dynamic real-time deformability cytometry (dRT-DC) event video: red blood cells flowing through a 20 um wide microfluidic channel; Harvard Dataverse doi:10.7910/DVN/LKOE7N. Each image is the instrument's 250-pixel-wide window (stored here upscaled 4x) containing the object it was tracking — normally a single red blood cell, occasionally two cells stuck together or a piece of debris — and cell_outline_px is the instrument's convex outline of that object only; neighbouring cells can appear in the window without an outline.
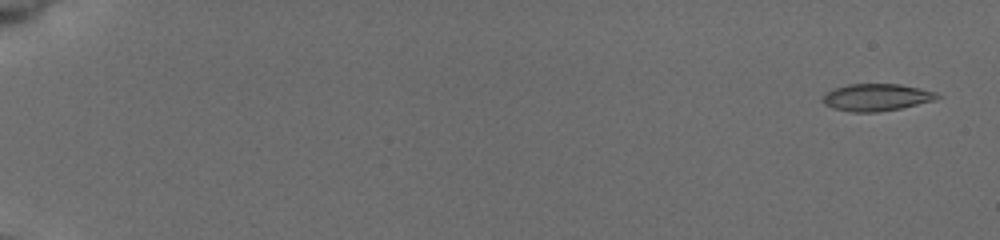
{"species": "common noctule bat (a hibernating species)", "species_latin": "Nyctalus noctula", "temperature_condition": "cold", "stored_images_in_passage": 37, "camera_frame_rate_fps": 3000, "um_per_image_px": 0.085, "animal": {"sex": "female", "body_mass_g": 19.5, "forearm_length_mm": 54.1}, "frame": {"image": 1, "passage_image": 1, "time_ms": 0.0, "image_size_px": [1000, 240], "cell_outline_px": [[940, 96], [936, 100], [900, 108], [876, 112], [852, 112], [832, 108], [824, 104], [820, 100], [820, 96], [832, 88], [848, 84], [900, 84], [920, 88], [936, 92]], "centroid_in_image_um": [74.44, 8.27], "position_along_channel_um": 10.6, "area_um2": 18.32}}
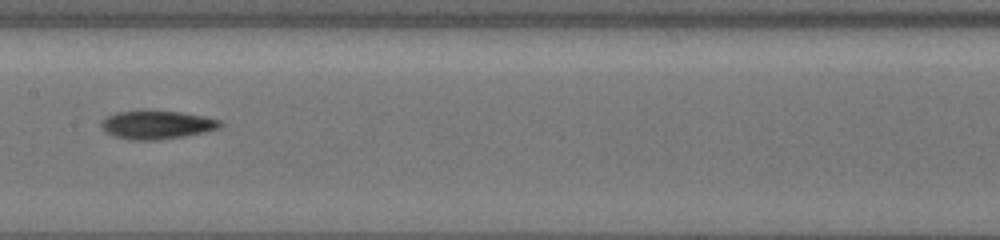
{"frame": {"image": 2, "passage_image": 22, "time_ms": 9.667, "image_size_px": [1000, 240], "cell_outline_px": [[224, 124], [220, 128], [204, 132], [184, 136], [160, 140], [128, 140], [104, 132], [100, 124], [108, 116], [116, 112], [144, 108], [180, 112], [220, 120]], "centroid_in_image_um": [13.3, 10.58], "position_along_channel_um": 194.1, "area_um2": 20.17}}
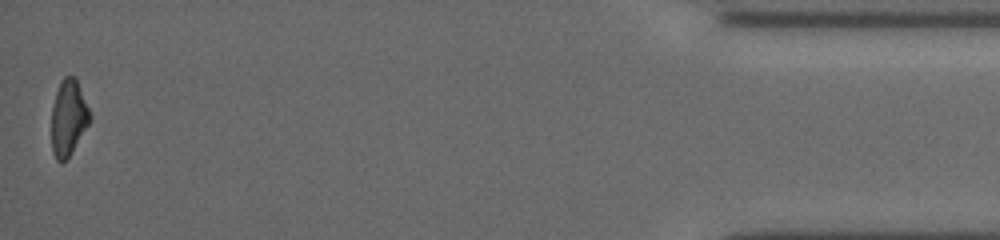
{"frame": {"image": 3, "passage_image": 37, "time_ms": 17.667, "image_size_px": [1000, 240], "cell_outline_px": [[92, 116], [88, 124], [72, 152], [60, 164], [56, 160], [52, 152], [52, 108], [56, 92], [60, 80], [64, 76], [76, 76]], "centroid_in_image_um": [5.82, 9.98], "position_along_channel_um": 429.4, "area_um2": 16.99}, "authors_computed_cell_mechanics": {"area_um2": 18.6116, "velocity_mm_per_s": 3.8641, "shape_relaxation_time_tau1_ms": 5.061, "shape_relaxation_time_tau2_ms": null, "deformation_change_tau1": 0.1287, "deformation_change_tau2": null}}